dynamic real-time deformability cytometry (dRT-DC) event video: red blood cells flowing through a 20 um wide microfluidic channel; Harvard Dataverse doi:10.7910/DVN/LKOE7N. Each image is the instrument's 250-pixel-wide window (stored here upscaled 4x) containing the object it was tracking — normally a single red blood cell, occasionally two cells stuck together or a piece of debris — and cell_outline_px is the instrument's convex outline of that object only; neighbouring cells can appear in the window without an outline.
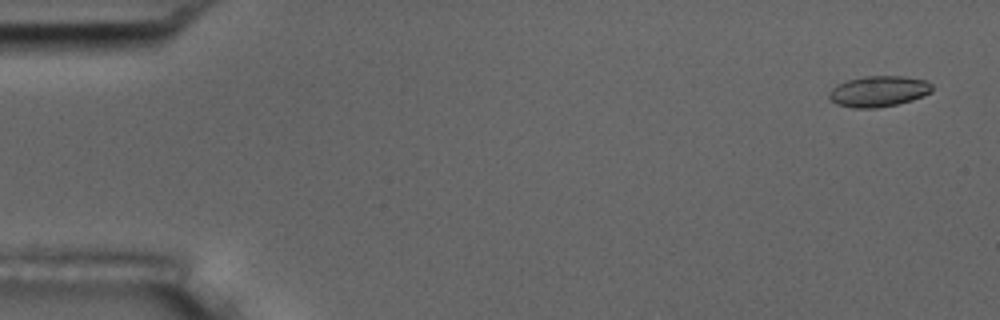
{"species": "common noctule bat (a hibernating species)", "species_latin": "Nyctalus noctula", "temperature_condition": "room temperature", "stored_images_in_passage": 4, "camera_frame_rate_fps": 3000, "um_per_image_px": 0.085, "animal": {"sex": "male", "body_mass_g": 17.5, "forearm_length_mm": 52.3}, "frame": {"image": 1, "passage_image": 1, "time_ms": 0.0, "image_size_px": [1000, 320], "cell_outline_px": [[932, 92], [924, 96], [912, 100], [896, 104], [876, 108], [852, 108], [836, 104], [828, 96], [828, 92], [836, 84], [848, 80], [864, 76], [904, 76], [928, 80], [932, 84]], "centroid_in_image_um": [74.69, 7.75], "position_along_channel_um": 10.3, "area_um2": 18.73}}